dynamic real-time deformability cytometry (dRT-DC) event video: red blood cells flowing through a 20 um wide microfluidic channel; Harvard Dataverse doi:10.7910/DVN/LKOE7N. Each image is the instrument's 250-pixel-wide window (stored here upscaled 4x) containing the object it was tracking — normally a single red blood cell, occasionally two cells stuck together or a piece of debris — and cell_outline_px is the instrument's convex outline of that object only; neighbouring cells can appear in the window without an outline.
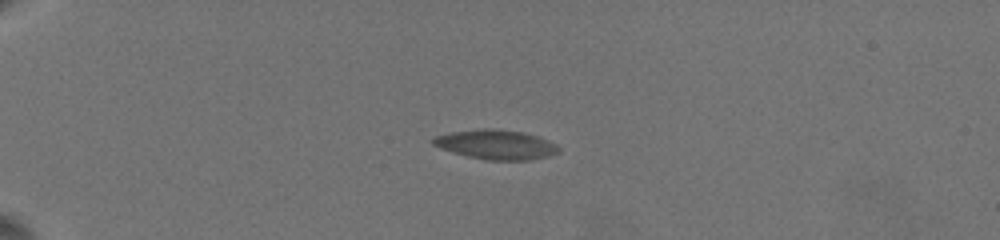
{"species": "common noctule bat (a hibernating species)", "species_latin": "Nyctalus noctula", "temperature_condition": "warm", "stored_images_in_passage": 9, "camera_frame_rate_fps": 3000, "um_per_image_px": 0.085, "animal": {"sex": "female", "body_mass_g": 19.5, "forearm_length_mm": 54.1}, "frame": {"image": 1, "passage_image": 1, "time_ms": 0.0, "image_size_px": [1000, 240], "cell_outline_px": [[560, 148], [556, 152], [544, 156], [524, 160], [488, 160], [468, 156], [440, 148], [432, 144], [432, 140], [436, 136], [456, 132], [520, 132], [536, 136]], "centroid_in_image_um": [42.13, 12.35], "position_along_channel_um": 42.9, "area_um2": 19.65}}